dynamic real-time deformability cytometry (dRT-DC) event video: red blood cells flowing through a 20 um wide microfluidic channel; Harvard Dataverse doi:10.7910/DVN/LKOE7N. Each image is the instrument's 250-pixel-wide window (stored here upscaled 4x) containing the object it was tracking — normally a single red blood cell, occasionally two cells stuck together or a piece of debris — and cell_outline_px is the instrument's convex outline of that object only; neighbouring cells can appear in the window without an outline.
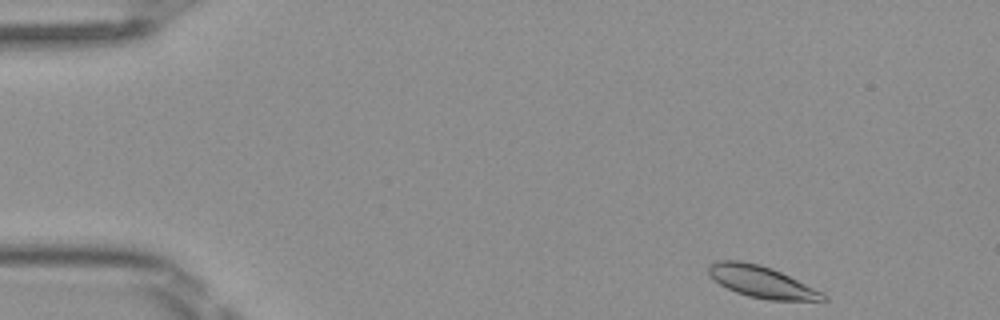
{"species": "Egyptian fruit bat (a non-hibernating species)", "species_latin": "Rousettus aegyptiacus", "temperature_condition": "room temperature", "stored_images_in_passage": 46, "camera_frame_rate_fps": 3000, "um_per_image_px": 0.085, "frame": {"image": 1, "passage_image": 1, "time_ms": 0.0, "image_size_px": [1000, 320], "cell_outline_px": [[828, 300], [768, 300], [748, 296], [736, 292], [720, 284], [708, 272], [708, 264], [716, 260], [740, 260], [760, 264], [772, 268], [824, 292], [828, 296]], "centroid_in_image_um": [64.75, 23.94], "position_along_channel_um": 20.2, "area_um2": 21.15}}
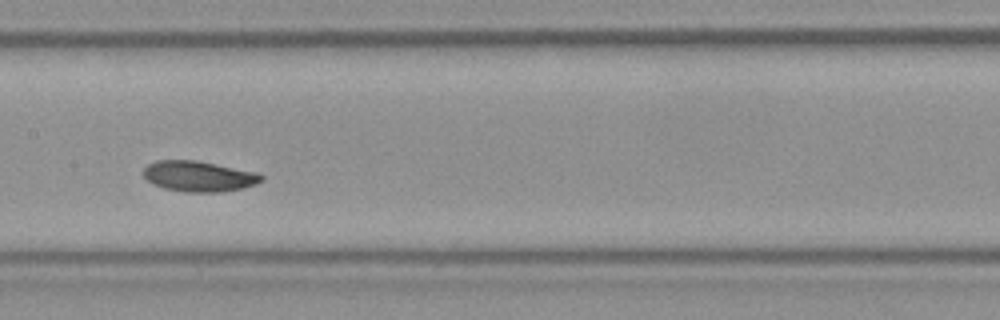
{"frame": {"image": 2, "passage_image": 21, "time_ms": 6.667, "image_size_px": [1000, 320], "cell_outline_px": [[264, 180], [256, 184], [240, 188], [220, 192], [184, 192], [164, 188], [152, 184], [144, 176], [144, 168], [148, 164], [156, 160], [196, 160], [256, 172], [264, 176]], "centroid_in_image_um": [16.89, 14.98], "position_along_channel_um": 190.5, "area_um2": 20.98}}
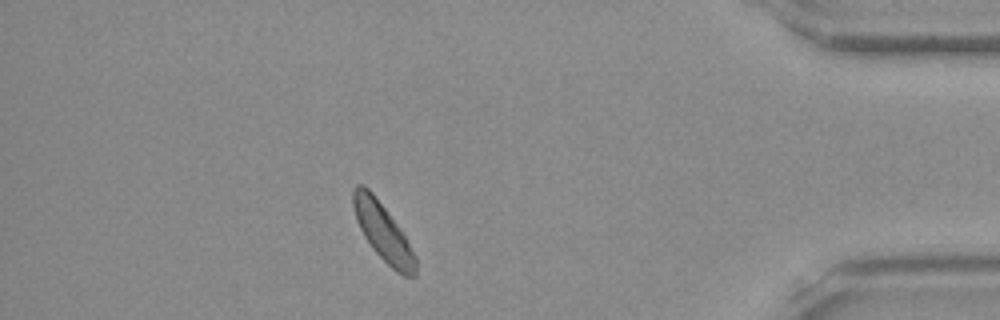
{"frame": {"image": 3, "passage_image": 40, "time_ms": 13.0, "image_size_px": [1000, 320], "cell_outline_px": [[416, 276], [404, 276], [396, 272], [372, 248], [364, 236], [356, 220], [352, 204], [352, 188], [356, 184], [364, 184], [372, 192], [400, 228], [416, 256]], "centroid_in_image_um": [32.53, 19.7], "position_along_channel_um": 402.7, "area_um2": 20.81}, "authors_computed_cell_mechanics": {"area_um2": 21.1259, "velocity_mm_per_s": 4.0105, "shape_relaxation_time_tau1_ms": 3.0828, "shape_relaxation_time_tau2_ms": 8.1433, "deformation_change_tau1": 0.089, "deformation_change_tau2": 0.1113}}